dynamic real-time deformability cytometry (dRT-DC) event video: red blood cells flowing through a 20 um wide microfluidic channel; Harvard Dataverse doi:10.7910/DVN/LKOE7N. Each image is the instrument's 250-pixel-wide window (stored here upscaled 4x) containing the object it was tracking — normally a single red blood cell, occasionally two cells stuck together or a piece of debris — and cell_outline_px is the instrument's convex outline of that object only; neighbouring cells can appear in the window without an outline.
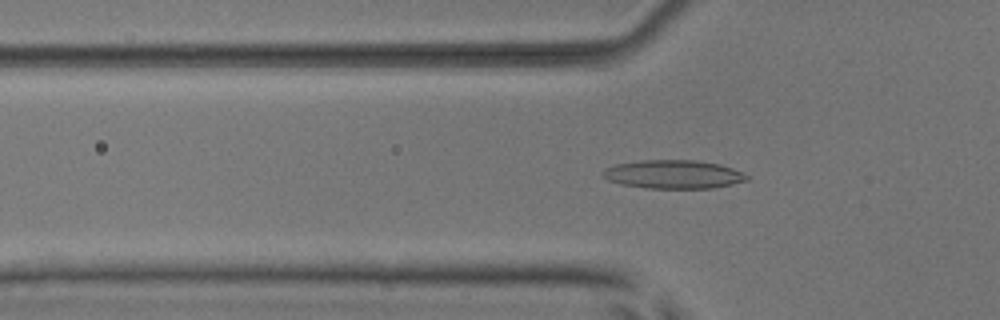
{"species": "common noctule bat (a hibernating species)", "species_latin": "Nyctalus noctula", "temperature_condition": "room temperature", "stored_images_in_passage": 46, "camera_frame_rate_fps": 3000, "um_per_image_px": 0.085, "animal": {"sex": "male", "body_mass_g": 17.9, "forearm_length_mm": 54.2}, "frame": {"image": 1, "passage_image": 18, "time_ms": 5.667, "image_size_px": [1000, 320], "cell_outline_px": [[748, 180], [732, 184], [712, 188], [648, 188], [620, 184], [608, 180], [600, 172], [604, 168], [616, 164], [640, 160], [696, 160], [720, 164], [732, 168], [748, 176]], "centroid_in_image_um": [57.2, 14.81], "position_along_channel_um": 68.6, "area_um2": 23.93}}
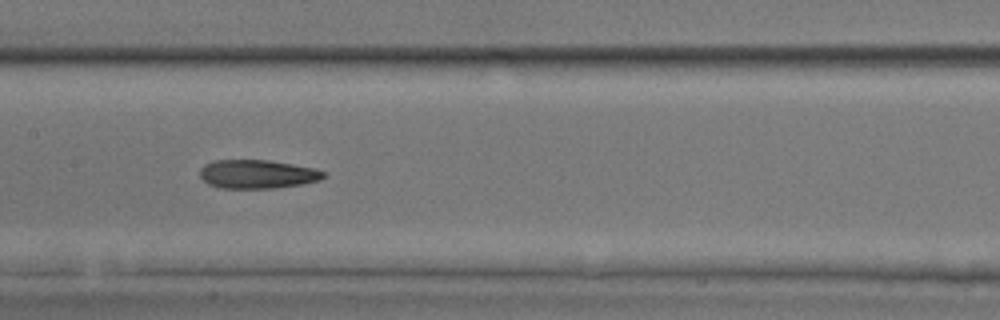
{"frame": {"image": 2, "passage_image": 27, "time_ms": 8.667, "image_size_px": [1000, 320], "cell_outline_px": [[324, 176], [320, 180], [300, 184], [276, 188], [220, 188], [208, 184], [200, 176], [200, 168], [204, 164], [212, 160], [268, 160], [316, 168], [324, 172]], "centroid_in_image_um": [21.84, 14.79], "position_along_channel_um": 185.6, "area_um2": 20.69}}
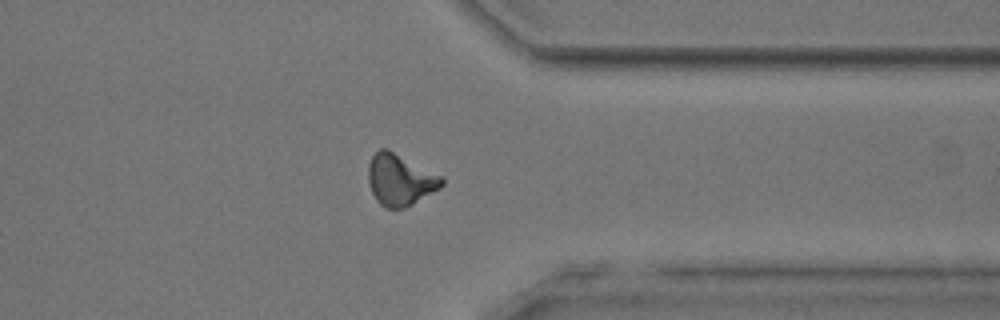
{"frame": {"image": 3, "passage_image": 42, "time_ms": 13.667, "image_size_px": [1000, 320], "cell_outline_px": [[444, 184], [440, 188], [412, 204], [404, 208], [384, 208], [376, 200], [372, 192], [368, 180], [368, 164], [372, 156], [380, 148], [388, 148], [444, 176]], "centroid_in_image_um": [34.02, 15.26], "position_along_channel_um": 377.4, "area_um2": 22.31}, "authors_computed_cell_mechanics": {"area_um2": 21.4727, "velocity_mm_per_s": 3.9223, "shape_relaxation_time_tau1_ms": null, "shape_relaxation_time_tau2_ms": 6.1401, "deformation_change_tau1": null, "deformation_change_tau2": 0.1785}}